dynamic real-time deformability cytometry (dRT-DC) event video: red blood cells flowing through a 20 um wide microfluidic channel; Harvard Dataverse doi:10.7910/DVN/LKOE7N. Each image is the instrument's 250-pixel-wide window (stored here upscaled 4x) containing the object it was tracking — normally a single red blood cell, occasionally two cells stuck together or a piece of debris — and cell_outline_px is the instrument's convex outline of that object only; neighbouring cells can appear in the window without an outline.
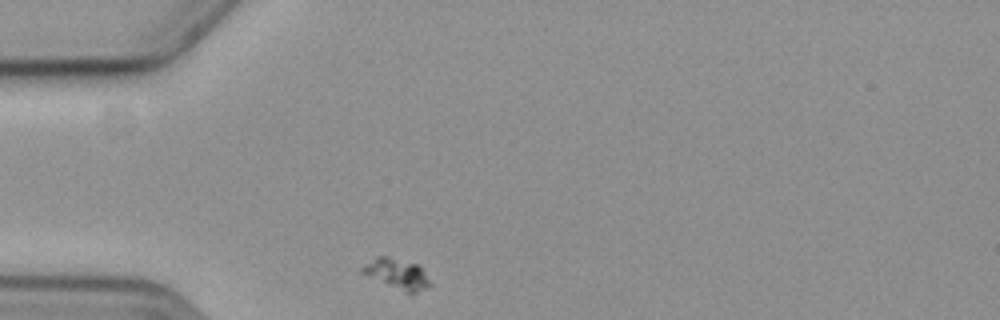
{"species": "common noctule bat (a hibernating species)", "species_latin": "Nyctalus noctula", "temperature_condition": "cold", "stored_images_in_passage": 33, "camera_frame_rate_fps": 3000, "um_per_image_px": 0.085, "animal": {"sex": "female", "body_mass_g": 19.3, "forearm_length_mm": 54.1}, "frame": {"image": 1, "passage_image": 1, "time_ms": 0.0, "image_size_px": [1000, 320], "cell_outline_px": [[432, 288], [416, 292], [408, 292], [360, 272], [360, 268], [376, 256], [388, 256], [420, 264], [432, 284]], "centroid_in_image_um": [33.82, 23.24], "position_along_channel_um": 51.2, "area_um2": 11.85}}
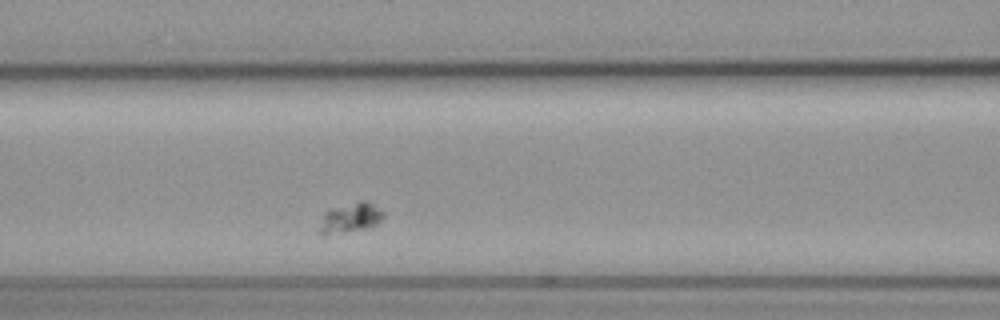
{"frame": {"image": 2, "passage_image": 10, "time_ms": 3.0, "image_size_px": [1000, 320], "cell_outline_px": [[384, 216], [372, 228], [324, 236], [320, 236], [320, 228], [324, 212], [328, 208], [360, 200], [368, 200], [384, 212]], "centroid_in_image_um": [29.78, 18.51], "position_along_channel_um": 136.8, "area_um2": 11.56}}
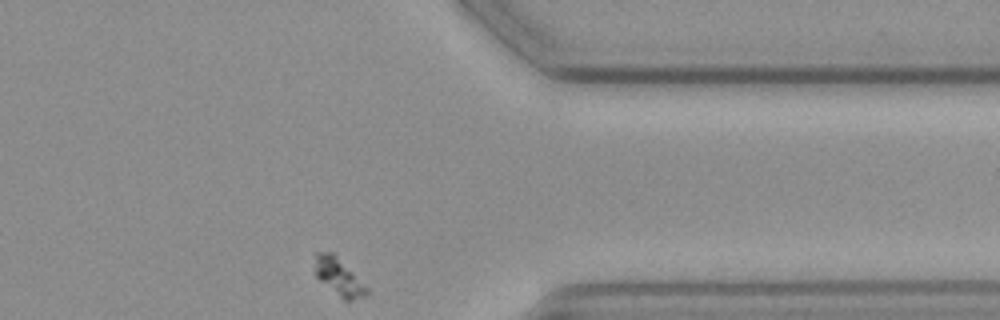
{"frame": {"image": 3, "passage_image": 33, "time_ms": 10.667, "image_size_px": [1000, 320], "cell_outline_px": [[368, 292], [364, 296], [352, 300], [344, 300], [320, 280], [312, 272], [312, 252], [332, 252], [368, 288]], "centroid_in_image_um": [28.68, 23.48], "position_along_channel_um": 382.7, "area_um2": 11.27}}